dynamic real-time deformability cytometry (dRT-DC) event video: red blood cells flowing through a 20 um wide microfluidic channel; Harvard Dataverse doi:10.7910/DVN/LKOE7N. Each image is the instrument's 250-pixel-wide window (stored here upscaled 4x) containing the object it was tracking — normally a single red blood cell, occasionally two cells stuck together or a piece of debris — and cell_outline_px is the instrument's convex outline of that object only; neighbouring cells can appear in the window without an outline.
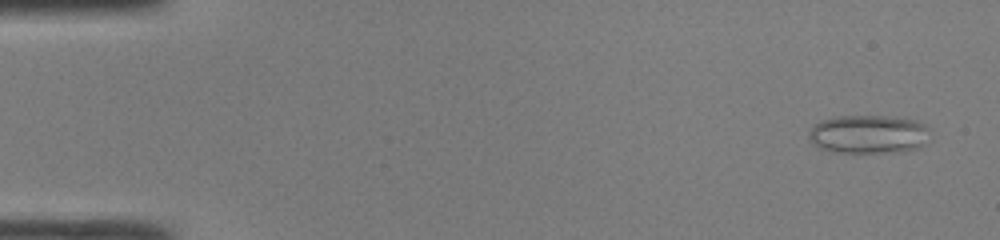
{"species": "common noctule bat (a hibernating species)", "species_latin": "Nyctalus noctula", "temperature_condition": "room temperature", "stored_images_in_passage": 48, "camera_frame_rate_fps": 3000, "um_per_image_px": 0.085, "animal": {"sex": "male", "body_mass_g": 19.0, "forearm_length_mm": 50.8}, "frame": {"image": 1, "passage_image": 3, "time_ms": 0.667, "image_size_px": [1000, 240], "cell_outline_px": [[924, 144], [916, 148], [900, 152], [832, 152], [820, 148], [808, 136], [808, 132], [812, 124], [824, 120], [840, 116], [888, 116], [916, 120], [924, 124]], "centroid_in_image_um": [73.74, 11.41], "position_along_channel_um": 11.3, "area_um2": 26.7}}
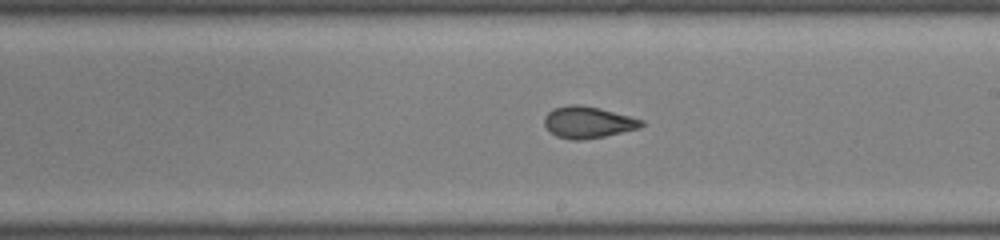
{"frame": {"image": 2, "passage_image": 28, "time_ms": 9.0, "image_size_px": [1000, 240], "cell_outline_px": [[644, 124], [640, 128], [604, 136], [580, 140], [572, 140], [556, 136], [544, 124], [544, 116], [552, 108], [568, 104], [576, 104], [600, 108], [644, 120]], "centroid_in_image_um": [49.97, 10.38], "position_along_channel_um": 239.0, "area_um2": 17.86}}
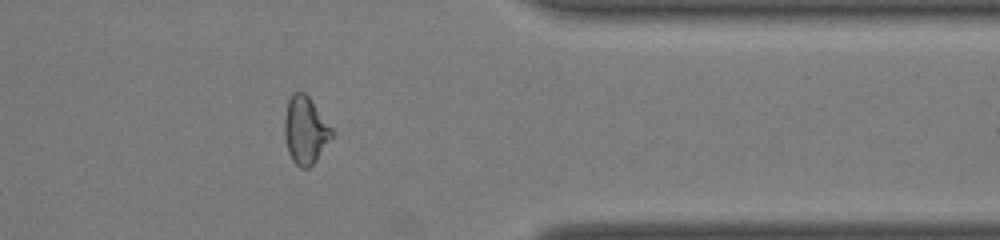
{"frame": {"image": 3, "passage_image": 39, "time_ms": 12.667, "image_size_px": [1000, 240], "cell_outline_px": [[332, 136], [316, 160], [308, 168], [300, 168], [292, 160], [288, 152], [284, 136], [284, 116], [288, 100], [292, 92], [304, 92], [308, 96], [332, 128]], "centroid_in_image_um": [25.92, 11.06], "position_along_channel_um": 385.5, "area_um2": 18.44}, "authors_computed_cell_mechanics": {"area_um2": 19.5942, "velocity_mm_per_s": 4.3206, "shape_relaxation_time_tau1_ms": null, "shape_relaxation_time_tau2_ms": 1.3755, "deformation_change_tau1": null, "deformation_change_tau2": 0.0701}}